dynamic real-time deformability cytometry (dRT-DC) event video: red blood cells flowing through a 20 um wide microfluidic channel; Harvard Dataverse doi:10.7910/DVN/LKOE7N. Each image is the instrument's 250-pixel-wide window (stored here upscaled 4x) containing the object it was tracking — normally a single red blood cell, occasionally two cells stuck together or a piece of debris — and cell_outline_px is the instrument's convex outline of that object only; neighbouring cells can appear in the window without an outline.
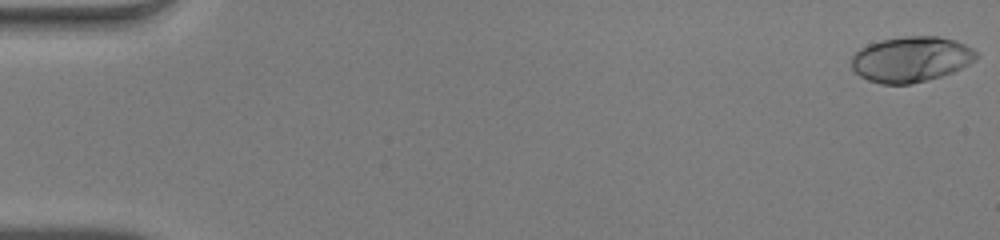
{"species": "human", "species_latin": "Homo sapiens", "temperature_condition": "warm", "stored_images_in_passage": 51, "camera_frame_rate_fps": 3000, "um_per_image_px": 0.085, "donor": {"sex": "male"}, "frame": {"image": 1, "passage_image": 1, "time_ms": 0.0, "image_size_px": [1000, 240], "cell_outline_px": [[980, 56], [976, 60], [952, 72], [940, 76], [908, 84], [880, 84], [868, 80], [860, 76], [852, 68], [852, 56], [860, 48], [868, 44], [880, 40], [904, 36], [940, 36], [956, 40], [972, 48]], "centroid_in_image_um": [77.44, 5.02], "position_along_channel_um": 7.6, "area_um2": 33.06}}
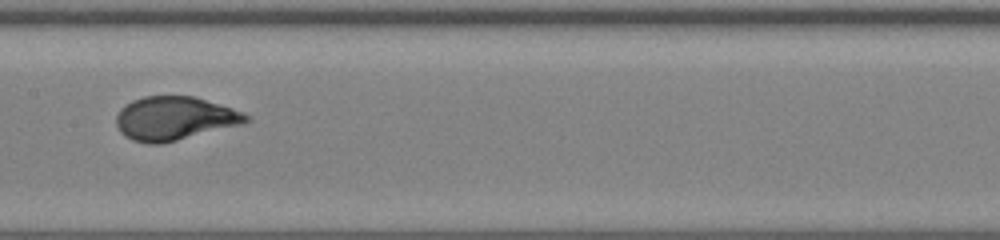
{"frame": {"image": 2, "passage_image": 27, "time_ms": 8.667, "image_size_px": [1000, 240], "cell_outline_px": [[252, 120], [244, 124], [160, 144], [148, 144], [132, 140], [124, 136], [120, 132], [116, 124], [116, 116], [120, 108], [132, 100], [144, 96], [192, 96], [232, 108], [244, 112]], "centroid_in_image_um": [14.82, 10.07], "position_along_channel_um": 192.6, "area_um2": 33.06}}
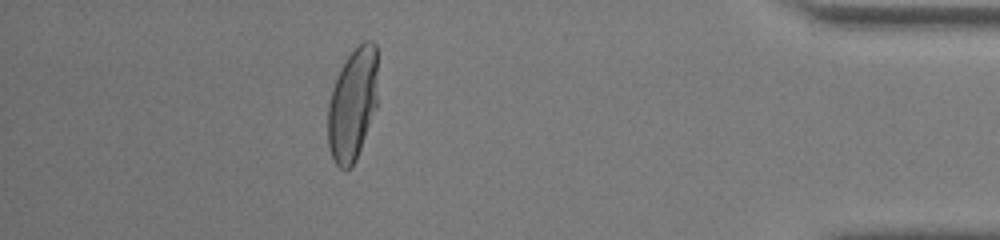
{"frame": {"image": 3, "passage_image": 46, "time_ms": 15.0, "image_size_px": [1000, 240], "cell_outline_px": [[376, 108], [356, 160], [352, 168], [340, 168], [336, 164], [332, 156], [328, 144], [328, 104], [332, 88], [336, 76], [344, 60], [364, 40], [372, 40], [376, 44]], "centroid_in_image_um": [29.95, 8.86], "position_along_channel_um": 405.2, "area_um2": 32.6}, "authors_computed_cell_mechanics": {"area_um2": 32.7148, "velocity_mm_per_s": 4.0689, "shape_relaxation_time_tau1_ms": 3.7592, "shape_relaxation_time_tau2_ms": null, "deformation_change_tau1": 0.2293, "deformation_change_tau2": null}}